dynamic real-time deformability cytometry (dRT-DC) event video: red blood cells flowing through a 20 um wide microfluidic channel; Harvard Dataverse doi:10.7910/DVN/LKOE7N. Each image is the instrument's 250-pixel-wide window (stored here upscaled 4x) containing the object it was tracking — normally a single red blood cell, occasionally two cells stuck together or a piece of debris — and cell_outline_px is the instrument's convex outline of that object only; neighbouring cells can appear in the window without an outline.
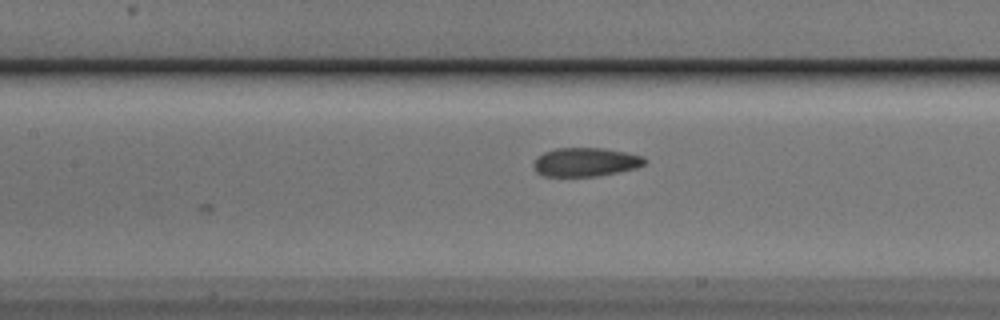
{"species": "Egyptian fruit bat (a non-hibernating species)", "species_latin": "Rousettus aegyptiacus", "temperature_condition": "cold", "stored_images_in_passage": 10, "camera_frame_rate_fps": 3000, "um_per_image_px": 0.085, "animal": {"sex": "male"}, "frame": {"image": 1, "passage_image": 10, "time_ms": 3.0, "image_size_px": [1000, 320], "cell_outline_px": [[648, 160], [644, 164], [636, 168], [596, 176], [544, 176], [536, 172], [532, 164], [544, 152], [556, 148], [604, 148], [644, 156]], "centroid_in_image_um": [49.78, 13.77], "position_along_channel_um": 157.6, "area_um2": 18.5}}